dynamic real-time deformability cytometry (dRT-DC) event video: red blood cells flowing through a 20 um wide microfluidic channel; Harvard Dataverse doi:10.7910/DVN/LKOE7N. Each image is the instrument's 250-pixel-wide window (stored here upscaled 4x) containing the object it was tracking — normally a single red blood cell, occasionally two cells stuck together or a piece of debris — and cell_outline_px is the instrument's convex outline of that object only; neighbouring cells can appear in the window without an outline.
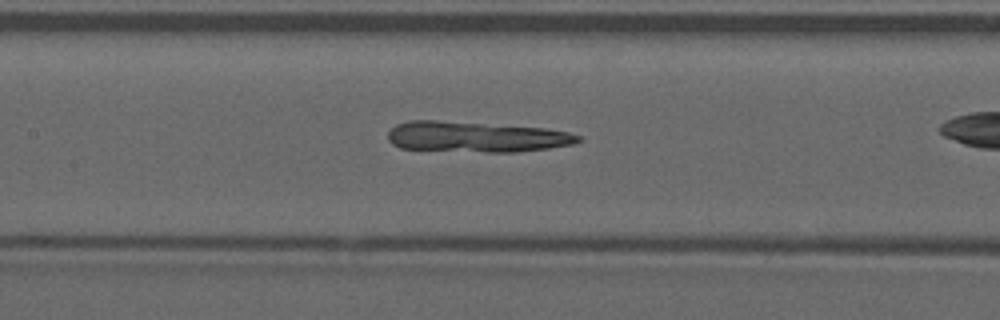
{"species": "common noctule bat (a hibernating species)", "species_latin": "Nyctalus noctula", "temperature_condition": "warm", "stored_images_in_passage": 41, "camera_frame_rate_fps": 3000, "um_per_image_px": 0.085, "animal": {"sex": "male", "forearm_length_mm": 52.5}, "frame": {"image": 1, "passage_image": 24, "time_ms": 7.667, "image_size_px": [1000, 320], "cell_outline_px": [[584, 140], [572, 144], [548, 148], [516, 152], [488, 152], [400, 148], [392, 144], [388, 140], [388, 132], [396, 124], [408, 120], [436, 120], [544, 128], [568, 132], [580, 136]], "centroid_in_image_um": [40.45, 11.63], "position_along_channel_um": 166.9, "area_um2": 33.81}}
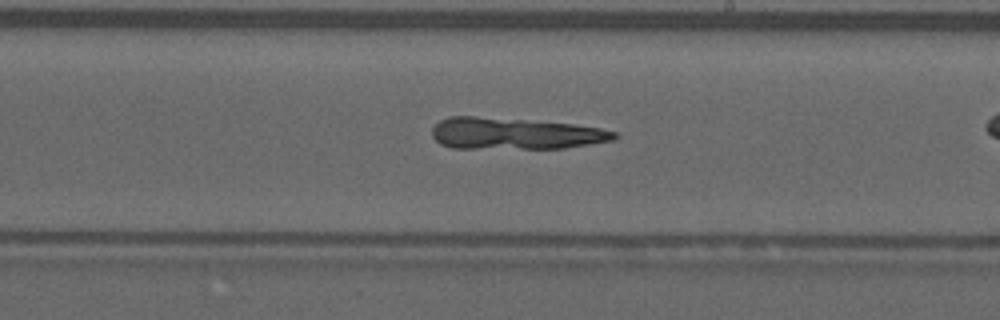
{"frame": {"image": 2, "passage_image": 30, "time_ms": 9.667, "image_size_px": [1000, 320], "cell_outline_px": [[620, 136], [616, 140], [564, 148], [452, 148], [440, 144], [432, 136], [432, 128], [440, 120], [448, 116], [476, 116], [572, 124], [600, 128], [616, 132]], "centroid_in_image_um": [43.77, 11.35], "position_along_channel_um": 245.2, "area_um2": 33.52}}